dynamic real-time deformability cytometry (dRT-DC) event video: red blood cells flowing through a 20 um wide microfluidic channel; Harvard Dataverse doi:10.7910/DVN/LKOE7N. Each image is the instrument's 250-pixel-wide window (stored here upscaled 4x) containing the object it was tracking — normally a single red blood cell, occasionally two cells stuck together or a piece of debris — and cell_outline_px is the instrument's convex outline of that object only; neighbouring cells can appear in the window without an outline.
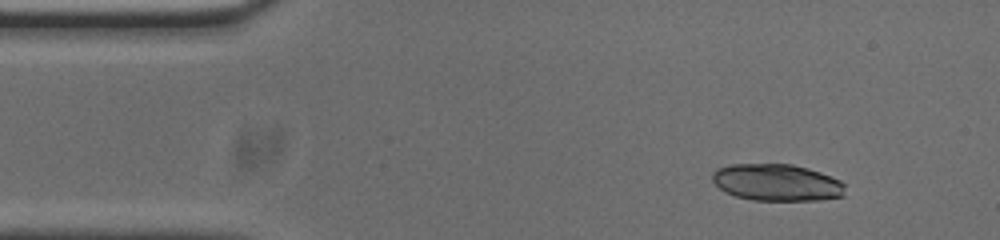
{"species": "common noctule bat (a hibernating species)", "species_latin": "Nyctalus noctula", "temperature_condition": "cold", "stored_images_in_passage": 48, "camera_frame_rate_fps": 3000, "um_per_image_px": 0.085, "animal": {"sex": "male", "body_mass_g": 20.0, "forearm_length_mm": 53.3}, "frame": {"image": 1, "passage_image": 2, "time_ms": 0.333, "image_size_px": [1000, 240], "cell_outline_px": [[844, 196], [820, 200], [752, 200], [736, 196], [724, 192], [712, 180], [712, 172], [716, 168], [732, 164], [792, 164], [808, 168], [820, 172], [840, 180], [844, 184]], "centroid_in_image_um": [66.02, 15.51], "position_along_channel_um": 19.0, "area_um2": 28.61}}